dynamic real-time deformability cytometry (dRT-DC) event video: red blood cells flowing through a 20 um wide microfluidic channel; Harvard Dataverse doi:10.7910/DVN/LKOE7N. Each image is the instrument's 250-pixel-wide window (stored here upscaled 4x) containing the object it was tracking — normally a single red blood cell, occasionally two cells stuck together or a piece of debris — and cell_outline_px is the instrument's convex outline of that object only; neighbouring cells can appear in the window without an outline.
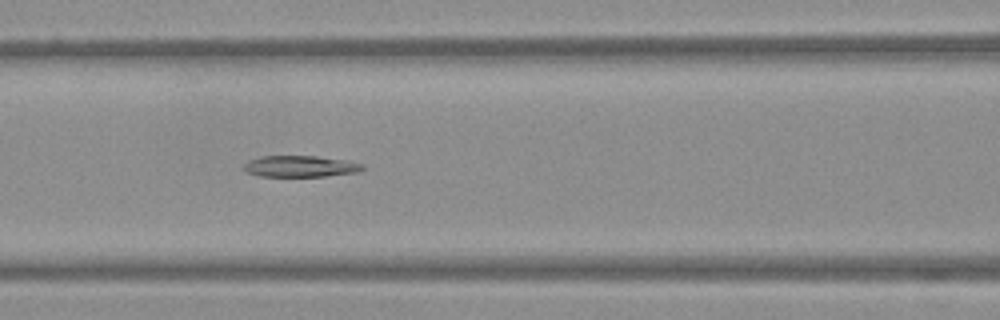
{"species": "Egyptian fruit bat (a non-hibernating species)", "species_latin": "Rousettus aegyptiacus", "temperature_condition": "warm", "stored_images_in_passage": 43, "camera_frame_rate_fps": 3000, "um_per_image_px": 0.085, "frame": {"image": 1, "passage_image": 14, "time_ms": 4.333, "image_size_px": [1000, 320], "cell_outline_px": [[364, 168], [356, 172], [324, 176], [260, 176], [248, 172], [244, 168], [244, 164], [248, 160], [260, 156], [316, 156], [348, 160], [364, 164]], "centroid_in_image_um": [25.54, 14.12], "position_along_channel_um": 141.1, "area_um2": 14.68}}
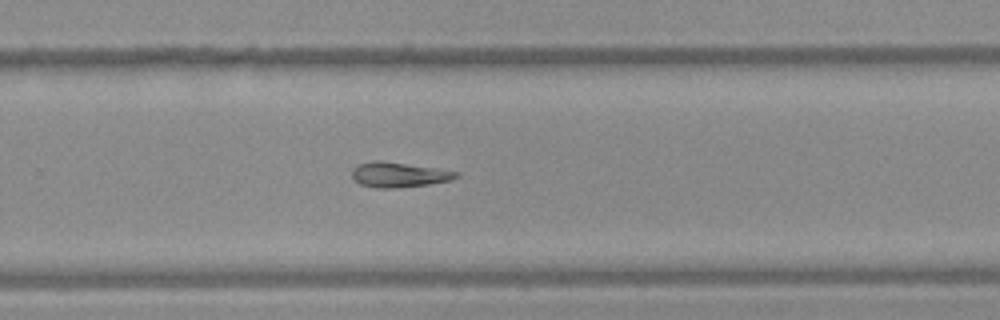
{"frame": {"image": 2, "passage_image": 26, "time_ms": 8.333, "image_size_px": [1000, 320], "cell_outline_px": [[460, 176], [452, 180], [428, 184], [396, 188], [376, 188], [360, 184], [352, 176], [352, 168], [356, 164], [372, 160], [384, 160], [460, 172]], "centroid_in_image_um": [33.88, 14.83], "position_along_channel_um": 295.9, "area_um2": 15.37}}
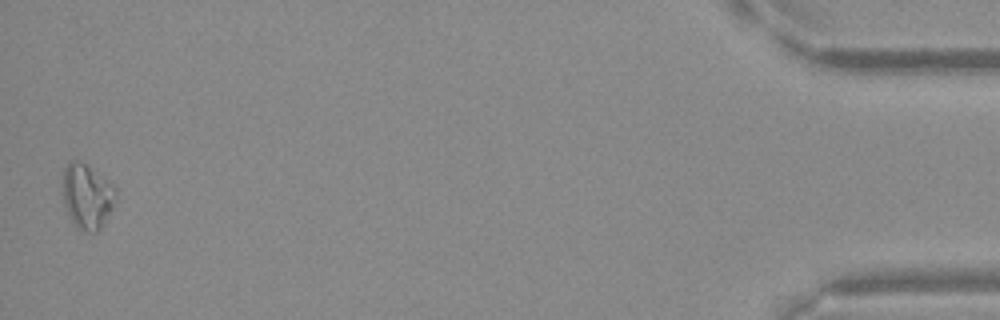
{"frame": {"image": 3, "passage_image": 43, "time_ms": 14.0, "image_size_px": [1000, 320], "cell_outline_px": [[116, 188], [112, 208], [100, 228], [96, 232], [84, 232], [76, 228], [68, 216], [60, 192], [64, 168], [72, 160], [76, 160], [84, 164], [116, 184]], "centroid_in_image_um": [7.36, 16.69], "position_along_channel_um": 427.8, "area_um2": 20.4}}